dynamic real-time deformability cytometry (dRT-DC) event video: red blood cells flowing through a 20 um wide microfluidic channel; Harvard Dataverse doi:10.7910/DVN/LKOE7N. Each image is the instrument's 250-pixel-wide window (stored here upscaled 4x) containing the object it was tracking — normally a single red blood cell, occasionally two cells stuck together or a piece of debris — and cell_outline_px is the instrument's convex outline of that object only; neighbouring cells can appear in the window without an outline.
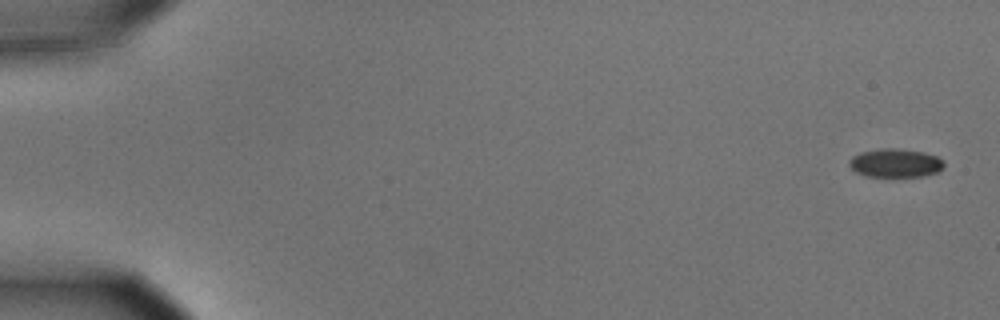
{"species": "common noctule bat (a hibernating species)", "species_latin": "Nyctalus noctula", "temperature_condition": "cold", "stored_images_in_passage": 15, "camera_frame_rate_fps": 3000, "um_per_image_px": 0.085, "animal": {"sex": "male", "body_mass_g": 15.6}, "frame": {"image": 1, "passage_image": 1, "time_ms": 0.0, "image_size_px": [1000, 320], "cell_outline_px": [[944, 168], [936, 172], [924, 176], [868, 176], [856, 172], [848, 164], [848, 160], [852, 156], [860, 152], [880, 148], [892, 148], [924, 152], [936, 156], [944, 160]], "centroid_in_image_um": [76.1, 13.85], "position_along_channel_um": 8.9, "area_um2": 15.78}}
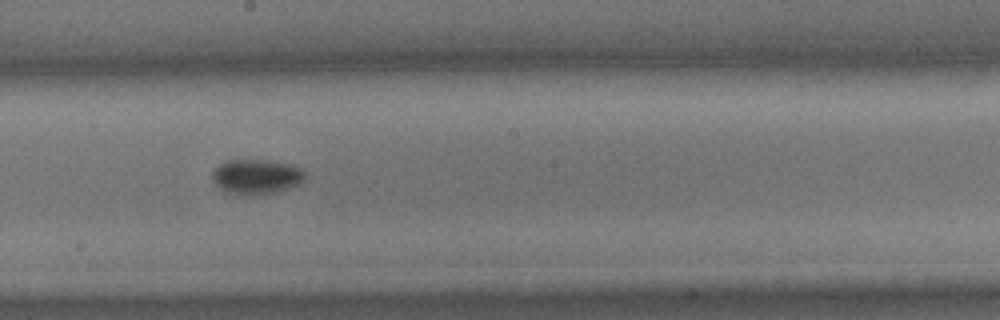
{"frame": {"image": 2, "passage_image": 9, "time_ms": 2.667, "image_size_px": [1000, 320], "cell_outline_px": [[304, 176], [296, 184], [288, 188], [276, 192], [252, 196], [244, 196], [232, 192], [216, 184], [212, 180], [212, 172], [224, 160], [268, 160], [292, 164], [300, 168], [304, 172]], "centroid_in_image_um": [21.77, 15.0], "position_along_channel_um": 226.4, "area_um2": 18.55}}
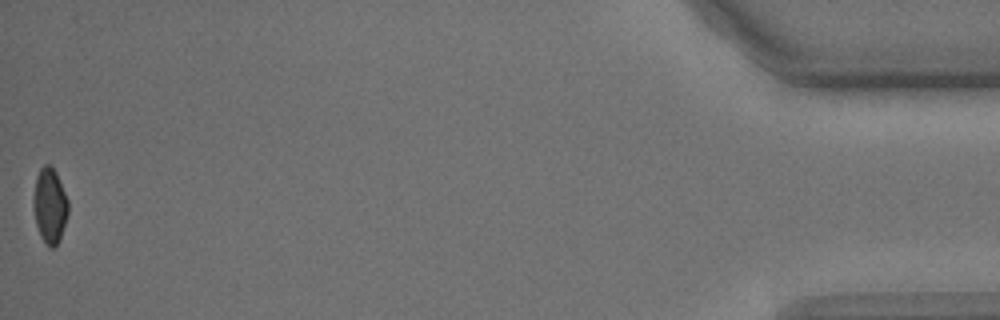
{"frame": {"image": 3, "passage_image": 15, "time_ms": 4.667, "image_size_px": [1000, 320], "cell_outline_px": [[68, 212], [60, 236], [56, 244], [52, 248], [40, 236], [36, 224], [32, 204], [32, 200], [36, 176], [40, 168], [44, 164], [52, 164], [56, 172], [68, 200]], "centroid_in_image_um": [4.2, 17.4], "position_along_channel_um": 431.0, "area_um2": 15.14}}